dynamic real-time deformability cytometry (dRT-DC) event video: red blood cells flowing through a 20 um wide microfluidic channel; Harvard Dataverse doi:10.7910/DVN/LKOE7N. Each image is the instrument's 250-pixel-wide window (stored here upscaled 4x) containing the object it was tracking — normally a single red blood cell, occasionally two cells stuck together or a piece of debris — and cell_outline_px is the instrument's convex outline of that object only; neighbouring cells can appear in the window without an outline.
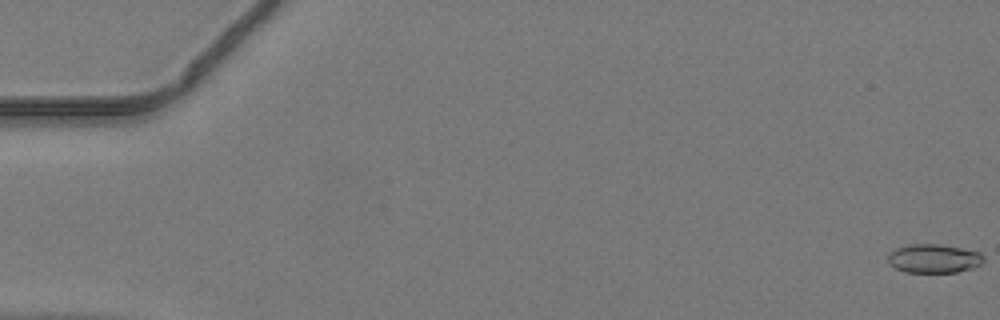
{"species": "common noctule bat (a hibernating species)", "species_latin": "Nyctalus noctula", "temperature_condition": "warm", "stored_images_in_passage": 44, "camera_frame_rate_fps": 3000, "um_per_image_px": 0.085, "animal": {"sex": "male", "body_mass_g": 19.2, "forearm_length_mm": 51.8}, "frame": {"image": 1, "passage_image": 1, "time_ms": 0.0, "image_size_px": [1000, 320], "cell_outline_px": [[984, 260], [980, 264], [972, 268], [956, 272], [904, 272], [888, 264], [888, 252], [896, 248], [912, 244], [940, 244], [980, 252], [984, 256]], "centroid_in_image_um": [79.35, 21.97], "position_along_channel_um": 5.7, "area_um2": 16.07}}
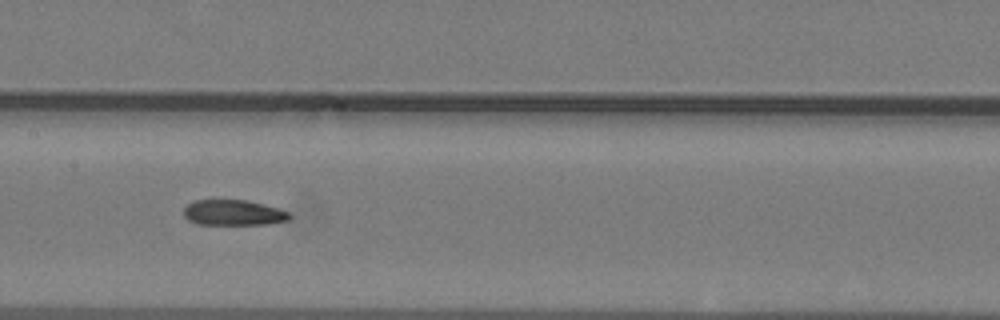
{"frame": {"image": 2, "passage_image": 25, "time_ms": 8.0, "image_size_px": [1000, 320], "cell_outline_px": [[292, 216], [288, 220], [268, 224], [196, 224], [188, 220], [184, 216], [184, 208], [188, 204], [196, 200], [244, 200], [264, 204], [280, 208], [288, 212]], "centroid_in_image_um": [19.85, 18.08], "position_along_channel_um": 187.5, "area_um2": 15.72}}
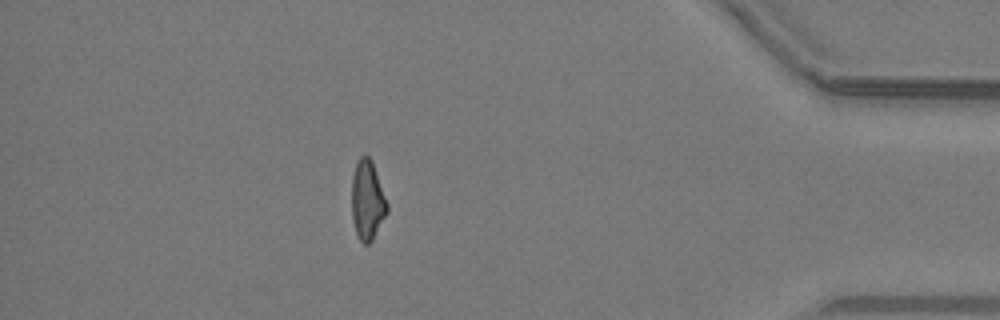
{"frame": {"image": 3, "passage_image": 43, "time_ms": 14.0, "image_size_px": [1000, 320], "cell_outline_px": [[388, 212], [372, 240], [368, 244], [364, 244], [360, 240], [356, 232], [352, 220], [352, 176], [356, 164], [360, 156], [364, 152], [372, 160], [388, 204]], "centroid_in_image_um": [31.23, 17.0], "position_along_channel_um": 404.0, "area_um2": 16.47}}